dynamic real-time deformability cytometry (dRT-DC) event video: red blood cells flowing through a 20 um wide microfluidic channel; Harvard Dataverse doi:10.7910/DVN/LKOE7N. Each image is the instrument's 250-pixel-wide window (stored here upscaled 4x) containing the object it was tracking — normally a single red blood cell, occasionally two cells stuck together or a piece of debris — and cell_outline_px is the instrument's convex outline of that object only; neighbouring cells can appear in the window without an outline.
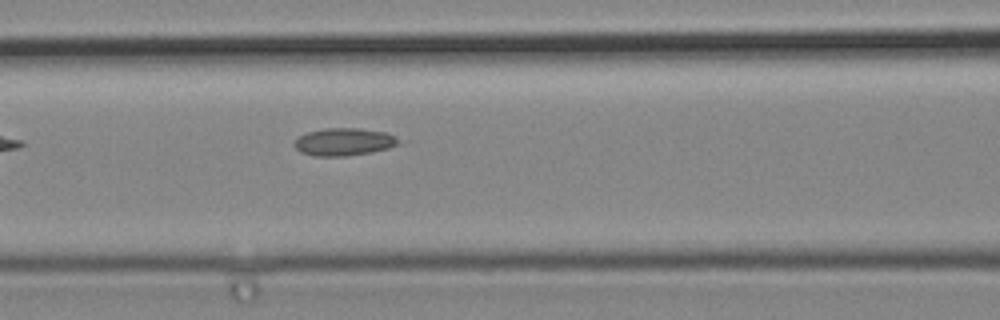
{"species": "common noctule bat (a hibernating species)", "species_latin": "Nyctalus noctula", "temperature_condition": "cold", "stored_images_in_passage": 5, "camera_frame_rate_fps": 3000, "um_per_image_px": 0.085, "animal": {"sex": "male", "body_mass_g": 19.2, "forearm_length_mm": 51.8}, "frame": {"image": 1, "passage_image": 5, "time_ms": 1.333, "image_size_px": [1000, 320], "cell_outline_px": [[408, 140], [388, 148], [372, 152], [344, 156], [312, 156], [300, 152], [292, 144], [296, 136], [308, 132], [324, 128], [360, 128], [388, 132]], "centroid_in_image_um": [29.29, 12.04], "position_along_channel_um": 137.3, "area_um2": 17.34}}